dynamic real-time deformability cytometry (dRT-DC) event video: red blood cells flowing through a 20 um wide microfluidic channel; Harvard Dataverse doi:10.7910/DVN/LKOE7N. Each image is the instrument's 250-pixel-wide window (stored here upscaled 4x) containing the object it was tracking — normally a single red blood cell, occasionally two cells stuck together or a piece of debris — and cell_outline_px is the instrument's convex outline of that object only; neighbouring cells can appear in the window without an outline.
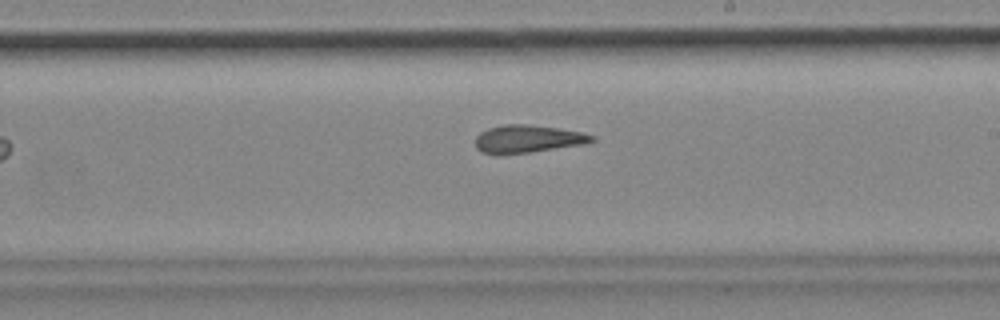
{"species": "common noctule bat (a hibernating species)", "species_latin": "Nyctalus noctula", "temperature_condition": "cold", "stored_images_in_passage": 9, "camera_frame_rate_fps": 3000, "um_per_image_px": 0.085, "animal": {"sex": "female", "body_mass_g": 18.4}, "frame": {"image": 1, "passage_image": 8, "time_ms": 2.333, "image_size_px": [1000, 320], "cell_outline_px": [[596, 140], [588, 144], [532, 152], [500, 156], [480, 152], [476, 148], [476, 136], [480, 132], [488, 128], [504, 124], [528, 124], [556, 128], [580, 132], [596, 136]], "centroid_in_image_um": [44.85, 11.83], "position_along_channel_um": 244.2, "area_um2": 19.31}}